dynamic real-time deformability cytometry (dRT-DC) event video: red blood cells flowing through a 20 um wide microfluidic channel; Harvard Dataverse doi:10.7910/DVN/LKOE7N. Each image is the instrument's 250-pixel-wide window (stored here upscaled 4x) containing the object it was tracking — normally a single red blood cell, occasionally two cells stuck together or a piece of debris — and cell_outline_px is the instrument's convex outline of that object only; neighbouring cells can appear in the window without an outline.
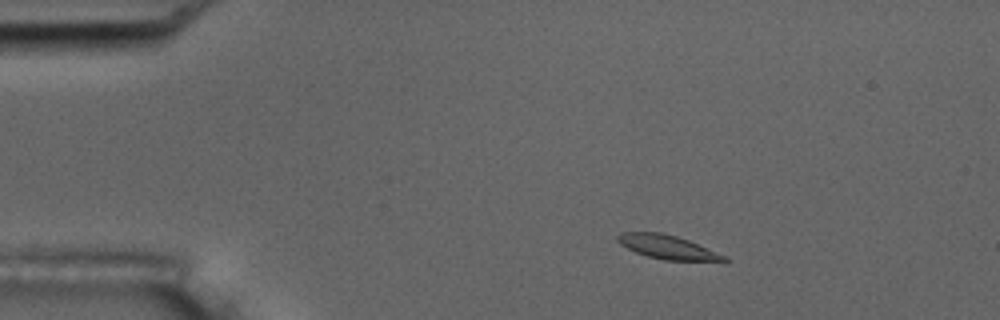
{"species": "common noctule bat (a hibernating species)", "species_latin": "Nyctalus noctula", "temperature_condition": "room temperature", "stored_images_in_passage": 4, "camera_frame_rate_fps": 3000, "um_per_image_px": 0.085, "animal": {"sex": "male", "body_mass_g": 17.5, "forearm_length_mm": 52.3}, "frame": {"image": 1, "passage_image": 2, "time_ms": 1.333, "image_size_px": [1000, 320], "cell_outline_px": [[732, 260], [664, 260], [648, 256], [636, 252], [620, 244], [616, 240], [616, 236], [620, 232], [660, 232], [676, 236], [688, 240], [728, 256]], "centroid_in_image_um": [56.71, 20.98], "position_along_channel_um": 28.3, "area_um2": 14.62}}